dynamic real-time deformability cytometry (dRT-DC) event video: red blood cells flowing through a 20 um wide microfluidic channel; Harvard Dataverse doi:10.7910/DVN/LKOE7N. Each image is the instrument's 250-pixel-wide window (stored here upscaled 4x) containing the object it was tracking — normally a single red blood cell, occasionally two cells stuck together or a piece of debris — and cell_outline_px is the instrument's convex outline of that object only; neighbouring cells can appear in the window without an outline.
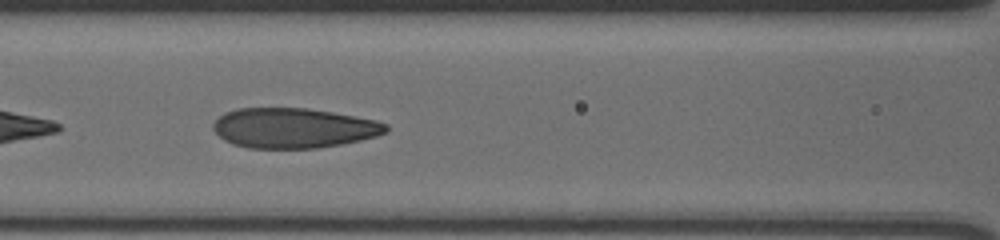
{"species": "human", "species_latin": "Homo sapiens", "temperature_condition": "cold", "stored_images_in_passage": 32, "camera_frame_rate_fps": 3000, "um_per_image_px": 0.085, "donor": {"sex": "male"}, "frame": {"image": 1, "passage_image": 7, "time_ms": 2.0, "image_size_px": [1000, 240], "cell_outline_px": [[388, 132], [376, 136], [360, 140], [340, 144], [316, 148], [248, 148], [232, 144], [224, 140], [212, 128], [212, 124], [224, 112], [236, 108], [308, 108], [332, 112], [376, 120], [388, 124]], "centroid_in_image_um": [24.94, 10.88], "position_along_channel_um": 141.7, "area_um2": 40.34}}
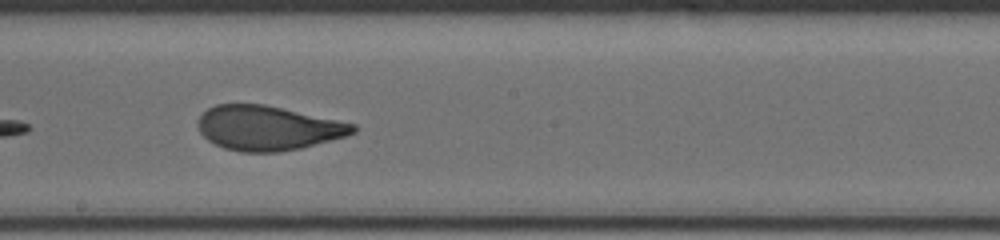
{"frame": {"image": 2, "passage_image": 14, "time_ms": 4.333, "image_size_px": [1000, 240], "cell_outline_px": [[356, 132], [344, 136], [300, 148], [280, 152], [240, 152], [224, 148], [208, 140], [200, 132], [196, 124], [196, 120], [208, 108], [216, 104], [264, 104], [356, 124]], "centroid_in_image_um": [22.72, 10.88], "position_along_channel_um": 225.5, "area_um2": 40.06}}
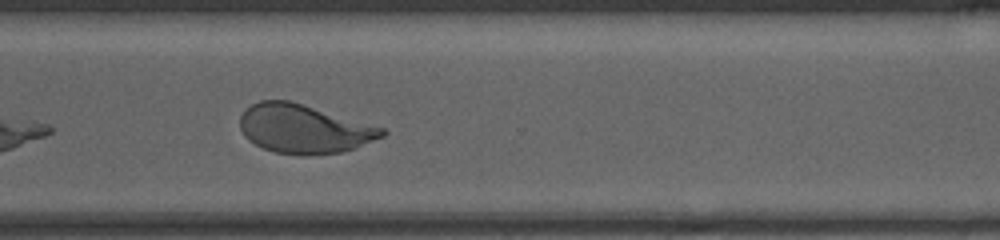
{"frame": {"image": 3, "passage_image": 24, "time_ms": 7.667, "image_size_px": [1000, 240], "cell_outline_px": [[388, 132], [384, 136], [352, 148], [340, 152], [304, 156], [276, 152], [264, 148], [248, 140], [244, 136], [240, 128], [240, 116], [252, 104], [260, 100], [288, 100], [384, 128]], "centroid_in_image_um": [25.81, 10.96], "position_along_channel_um": 344.8, "area_um2": 39.88}}